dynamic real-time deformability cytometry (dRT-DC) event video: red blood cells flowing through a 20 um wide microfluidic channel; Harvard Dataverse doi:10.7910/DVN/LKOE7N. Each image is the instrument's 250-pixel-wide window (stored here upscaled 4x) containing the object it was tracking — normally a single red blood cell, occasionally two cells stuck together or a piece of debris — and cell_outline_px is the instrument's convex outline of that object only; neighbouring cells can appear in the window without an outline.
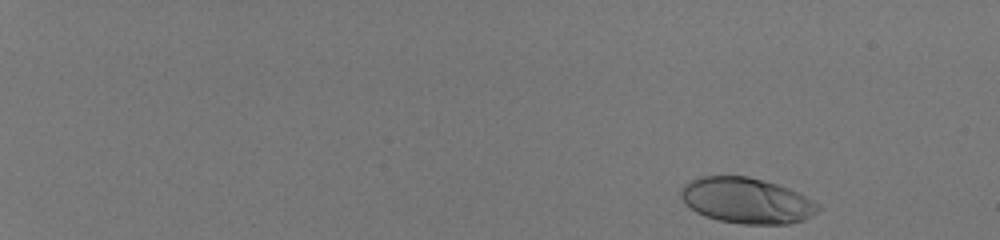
{"species": "human", "species_latin": "Homo sapiens", "temperature_condition": "room temperature", "stored_images_in_passage": 51, "camera_frame_rate_fps": 3000, "um_per_image_px": 0.085, "donor": {"sex": "male"}, "frame": {"image": 1, "passage_image": 2, "time_ms": 0.333, "image_size_px": [1000, 240], "cell_outline_px": [[820, 208], [812, 216], [804, 220], [788, 224], [740, 224], [720, 220], [704, 216], [696, 212], [680, 196], [680, 188], [684, 184], [700, 176], [748, 176], [776, 184], [788, 188], [812, 200]], "centroid_in_image_um": [63.44, 17.05], "position_along_channel_um": 21.6, "area_um2": 36.24}}
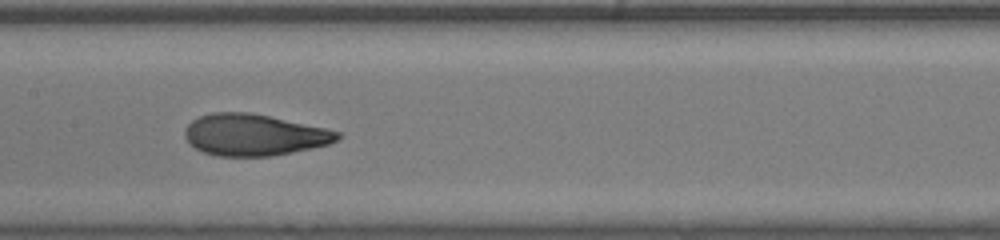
{"frame": {"image": 2, "passage_image": 29, "time_ms": 9.333, "image_size_px": [1000, 240], "cell_outline_px": [[344, 136], [328, 144], [292, 152], [272, 156], [216, 156], [204, 152], [196, 148], [184, 136], [184, 128], [192, 120], [200, 116], [212, 112], [248, 112], [268, 116], [324, 128], [340, 132]], "centroid_in_image_um": [21.57, 11.46], "position_along_channel_um": 185.8, "area_um2": 36.65}}
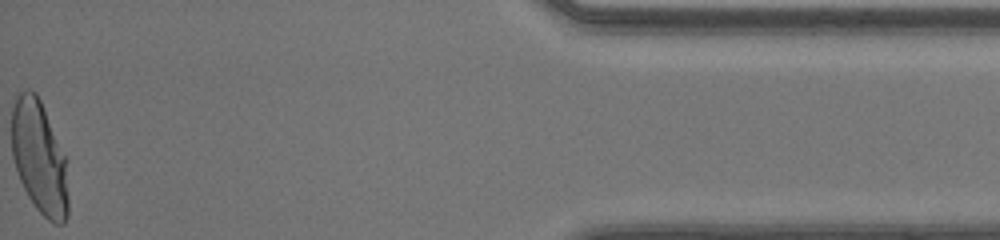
{"frame": {"image": 3, "passage_image": 51, "time_ms": 16.667, "image_size_px": [1000, 240], "cell_outline_px": [[68, 216], [64, 224], [56, 224], [48, 220], [36, 208], [28, 196], [20, 180], [12, 156], [12, 108], [16, 96], [20, 92], [28, 88], [36, 92], [40, 100], [68, 160]], "centroid_in_image_um": [3.37, 13.4], "position_along_channel_um": 431.8, "area_um2": 37.8}, "authors_computed_cell_mechanics": {"area_um2": 36.9342, "velocity_mm_per_s": 4.1291, "shape_relaxation_time_tau1_ms": 4.6303, "shape_relaxation_time_tau2_ms": null, "deformation_change_tau1": 0.2207, "deformation_change_tau2": null}}